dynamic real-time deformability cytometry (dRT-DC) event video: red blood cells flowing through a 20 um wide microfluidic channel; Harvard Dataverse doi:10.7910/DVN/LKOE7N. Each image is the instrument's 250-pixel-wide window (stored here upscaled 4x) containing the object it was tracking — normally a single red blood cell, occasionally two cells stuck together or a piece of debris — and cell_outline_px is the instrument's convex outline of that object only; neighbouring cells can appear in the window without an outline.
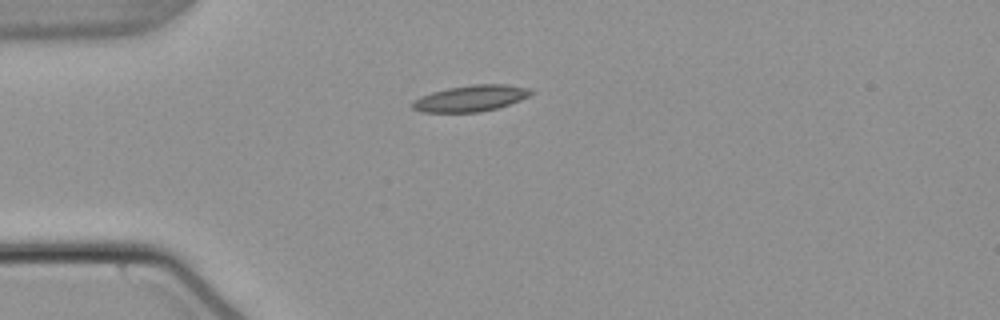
{"species": "common noctule bat (a hibernating species)", "species_latin": "Nyctalus noctula", "temperature_condition": "warm", "stored_images_in_passage": 35, "camera_frame_rate_fps": 3000, "um_per_image_px": 0.085, "animal": {"sex": "male", "body_mass_g": 21.5, "forearm_length_mm": 52.0}, "frame": {"image": 1, "passage_image": 1, "time_ms": 0.0, "image_size_px": [1000, 320], "cell_outline_px": [[536, 92], [520, 100], [496, 108], [480, 112], [420, 112], [412, 108], [412, 100], [420, 96], [432, 92], [448, 88], [472, 84], [504, 84], [528, 88]], "centroid_in_image_um": [39.99, 8.35], "position_along_channel_um": 45.0, "area_um2": 18.09}}
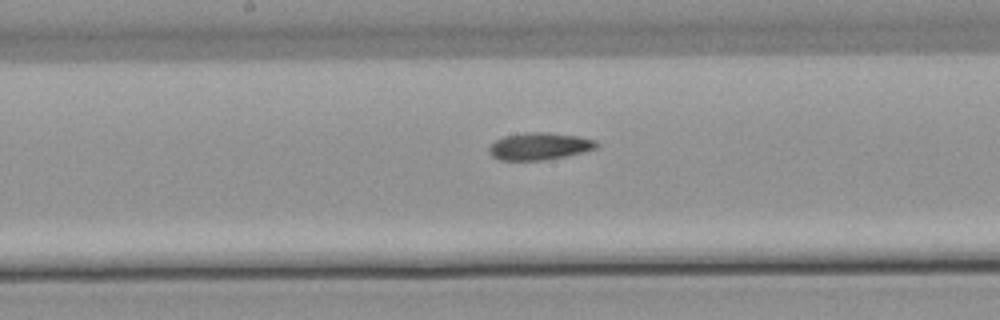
{"frame": {"image": 2, "passage_image": 15, "time_ms": 4.667, "image_size_px": [1000, 320], "cell_outline_px": [[600, 144], [596, 148], [564, 156], [544, 160], [500, 160], [492, 156], [488, 152], [488, 148], [496, 140], [504, 136], [524, 132], [548, 132], [576, 136], [596, 140]], "centroid_in_image_um": [45.82, 12.42], "position_along_channel_um": 202.4, "area_um2": 16.94}}
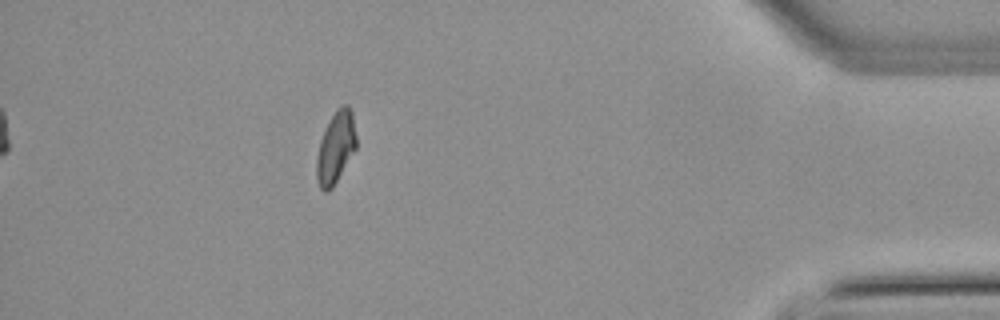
{"frame": {"image": 3, "passage_image": 35, "time_ms": 11.333, "image_size_px": [1000, 320], "cell_outline_px": [[356, 148], [332, 188], [328, 192], [324, 192], [320, 188], [316, 176], [316, 160], [320, 140], [336, 108], [344, 104], [348, 104], [352, 112], [356, 136]], "centroid_in_image_um": [28.53, 12.54], "position_along_channel_um": 406.7, "area_um2": 16.42}}